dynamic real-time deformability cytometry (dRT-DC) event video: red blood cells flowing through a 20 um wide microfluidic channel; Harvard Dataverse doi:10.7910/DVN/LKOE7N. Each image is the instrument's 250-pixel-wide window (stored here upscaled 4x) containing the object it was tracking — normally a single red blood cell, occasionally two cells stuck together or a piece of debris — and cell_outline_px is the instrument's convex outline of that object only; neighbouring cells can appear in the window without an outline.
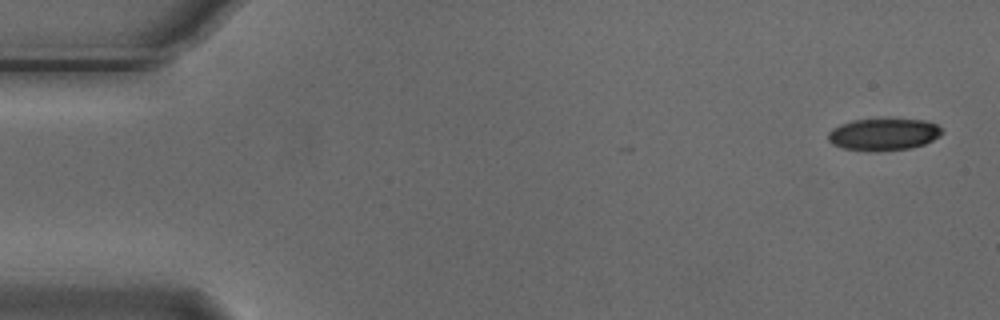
{"species": "Egyptian fruit bat (a non-hibernating species)", "species_latin": "Rousettus aegyptiacus", "temperature_condition": "cold", "stored_images_in_passage": 5, "camera_frame_rate_fps": 3000, "um_per_image_px": 0.085, "animal": {"sex": "male"}, "frame": {"image": 1, "passage_image": 1, "time_ms": 0.0, "image_size_px": [1000, 320], "cell_outline_px": [[944, 132], [940, 136], [924, 144], [912, 148], [876, 152], [872, 152], [844, 148], [832, 144], [828, 140], [828, 132], [832, 128], [840, 124], [852, 120], [924, 120], [936, 124]], "centroid_in_image_um": [75.09, 11.44], "position_along_channel_um": 9.9, "area_um2": 21.21}}
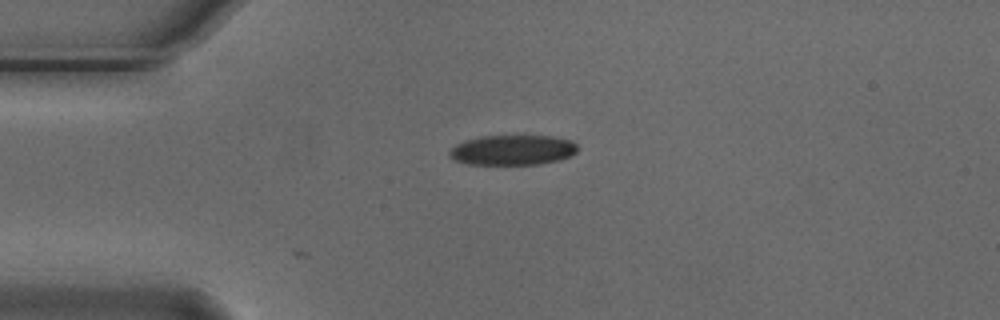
{"frame": {"image": 2, "passage_image": 4, "time_ms": 1.0, "image_size_px": [1000, 320], "cell_outline_px": [[576, 152], [560, 160], [540, 164], [468, 164], [452, 160], [448, 156], [448, 152], [456, 144], [464, 140], [480, 136], [524, 132], [552, 136], [572, 140], [576, 144]], "centroid_in_image_um": [43.55, 12.69], "position_along_channel_um": 41.4, "area_um2": 23.58}}